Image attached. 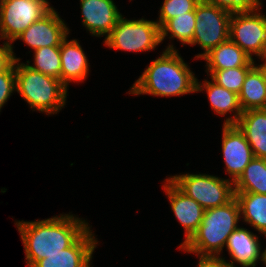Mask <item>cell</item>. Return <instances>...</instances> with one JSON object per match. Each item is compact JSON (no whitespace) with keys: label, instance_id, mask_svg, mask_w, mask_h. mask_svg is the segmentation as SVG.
Segmentation results:
<instances>
[{"label":"cell","instance_id":"cell-1","mask_svg":"<svg viewBox=\"0 0 266 267\" xmlns=\"http://www.w3.org/2000/svg\"><path fill=\"white\" fill-rule=\"evenodd\" d=\"M60 214L38 221H16L28 267L70 247L90 226L73 214Z\"/></svg>","mask_w":266,"mask_h":267},{"label":"cell","instance_id":"cell-2","mask_svg":"<svg viewBox=\"0 0 266 267\" xmlns=\"http://www.w3.org/2000/svg\"><path fill=\"white\" fill-rule=\"evenodd\" d=\"M195 73L180 56L174 45L169 44L161 56L154 59L135 81L128 93L150 94L160 97L180 96L196 91Z\"/></svg>","mask_w":266,"mask_h":267},{"label":"cell","instance_id":"cell-3","mask_svg":"<svg viewBox=\"0 0 266 267\" xmlns=\"http://www.w3.org/2000/svg\"><path fill=\"white\" fill-rule=\"evenodd\" d=\"M240 218V207L235 197L223 206L206 209L198 230L179 249L198 257H219L228 237L238 228Z\"/></svg>","mask_w":266,"mask_h":267},{"label":"cell","instance_id":"cell-4","mask_svg":"<svg viewBox=\"0 0 266 267\" xmlns=\"http://www.w3.org/2000/svg\"><path fill=\"white\" fill-rule=\"evenodd\" d=\"M15 57L16 91L30 105L32 111L57 114L66 105L68 88L52 76L19 63Z\"/></svg>","mask_w":266,"mask_h":267},{"label":"cell","instance_id":"cell-5","mask_svg":"<svg viewBox=\"0 0 266 267\" xmlns=\"http://www.w3.org/2000/svg\"><path fill=\"white\" fill-rule=\"evenodd\" d=\"M103 42L110 49L148 52L161 43V31L156 21L128 20L122 15Z\"/></svg>","mask_w":266,"mask_h":267},{"label":"cell","instance_id":"cell-6","mask_svg":"<svg viewBox=\"0 0 266 267\" xmlns=\"http://www.w3.org/2000/svg\"><path fill=\"white\" fill-rule=\"evenodd\" d=\"M183 193L205 210L227 204L235 197L234 184L228 178L209 174H182L168 177Z\"/></svg>","mask_w":266,"mask_h":267},{"label":"cell","instance_id":"cell-7","mask_svg":"<svg viewBox=\"0 0 266 267\" xmlns=\"http://www.w3.org/2000/svg\"><path fill=\"white\" fill-rule=\"evenodd\" d=\"M231 13L216 5L200 1L195 8V30L191 46L198 44L203 50L195 56L202 59L212 49L229 39Z\"/></svg>","mask_w":266,"mask_h":267},{"label":"cell","instance_id":"cell-8","mask_svg":"<svg viewBox=\"0 0 266 267\" xmlns=\"http://www.w3.org/2000/svg\"><path fill=\"white\" fill-rule=\"evenodd\" d=\"M52 8L48 0H0V40L14 43L24 30Z\"/></svg>","mask_w":266,"mask_h":267},{"label":"cell","instance_id":"cell-9","mask_svg":"<svg viewBox=\"0 0 266 267\" xmlns=\"http://www.w3.org/2000/svg\"><path fill=\"white\" fill-rule=\"evenodd\" d=\"M229 39L251 59L258 56L266 42V15L259 8L250 12L235 13L230 17Z\"/></svg>","mask_w":266,"mask_h":267},{"label":"cell","instance_id":"cell-10","mask_svg":"<svg viewBox=\"0 0 266 267\" xmlns=\"http://www.w3.org/2000/svg\"><path fill=\"white\" fill-rule=\"evenodd\" d=\"M53 7L40 20L32 23L16 40H22L34 51L48 46H60L68 36L69 28Z\"/></svg>","mask_w":266,"mask_h":267},{"label":"cell","instance_id":"cell-11","mask_svg":"<svg viewBox=\"0 0 266 267\" xmlns=\"http://www.w3.org/2000/svg\"><path fill=\"white\" fill-rule=\"evenodd\" d=\"M222 152L226 173L234 183L254 158L252 148L236 124H223Z\"/></svg>","mask_w":266,"mask_h":267},{"label":"cell","instance_id":"cell-12","mask_svg":"<svg viewBox=\"0 0 266 267\" xmlns=\"http://www.w3.org/2000/svg\"><path fill=\"white\" fill-rule=\"evenodd\" d=\"M164 183L163 190L167 194L175 218L185 229L184 236L186 237L178 247L180 248L198 230L204 217L205 209L193 198L183 193L169 178H166Z\"/></svg>","mask_w":266,"mask_h":267},{"label":"cell","instance_id":"cell-13","mask_svg":"<svg viewBox=\"0 0 266 267\" xmlns=\"http://www.w3.org/2000/svg\"><path fill=\"white\" fill-rule=\"evenodd\" d=\"M82 25L90 34L105 38L122 14L113 0H80Z\"/></svg>","mask_w":266,"mask_h":267},{"label":"cell","instance_id":"cell-14","mask_svg":"<svg viewBox=\"0 0 266 267\" xmlns=\"http://www.w3.org/2000/svg\"><path fill=\"white\" fill-rule=\"evenodd\" d=\"M90 228L70 247L39 260L33 267H91L92 254L98 241Z\"/></svg>","mask_w":266,"mask_h":267},{"label":"cell","instance_id":"cell-15","mask_svg":"<svg viewBox=\"0 0 266 267\" xmlns=\"http://www.w3.org/2000/svg\"><path fill=\"white\" fill-rule=\"evenodd\" d=\"M256 234L238 227L227 239L226 249L231 260H225L231 267L240 264L242 267H255L261 261V244ZM233 259V260H232Z\"/></svg>","mask_w":266,"mask_h":267},{"label":"cell","instance_id":"cell-16","mask_svg":"<svg viewBox=\"0 0 266 267\" xmlns=\"http://www.w3.org/2000/svg\"><path fill=\"white\" fill-rule=\"evenodd\" d=\"M68 37L60 45L61 82L67 88L71 82H83L89 74L90 66L79 41H68Z\"/></svg>","mask_w":266,"mask_h":267},{"label":"cell","instance_id":"cell-17","mask_svg":"<svg viewBox=\"0 0 266 267\" xmlns=\"http://www.w3.org/2000/svg\"><path fill=\"white\" fill-rule=\"evenodd\" d=\"M196 92L206 91L212 110L221 116L234 113L224 120L223 124H236L243 110L240 106L239 96L212 80L204 79L201 83L196 80Z\"/></svg>","mask_w":266,"mask_h":267},{"label":"cell","instance_id":"cell-18","mask_svg":"<svg viewBox=\"0 0 266 267\" xmlns=\"http://www.w3.org/2000/svg\"><path fill=\"white\" fill-rule=\"evenodd\" d=\"M236 125L244 133L254 157L266 159V109L243 111Z\"/></svg>","mask_w":266,"mask_h":267},{"label":"cell","instance_id":"cell-19","mask_svg":"<svg viewBox=\"0 0 266 267\" xmlns=\"http://www.w3.org/2000/svg\"><path fill=\"white\" fill-rule=\"evenodd\" d=\"M206 70H224L241 66H255L251 59L237 44L228 39L212 49L203 58Z\"/></svg>","mask_w":266,"mask_h":267},{"label":"cell","instance_id":"cell-20","mask_svg":"<svg viewBox=\"0 0 266 267\" xmlns=\"http://www.w3.org/2000/svg\"><path fill=\"white\" fill-rule=\"evenodd\" d=\"M238 96L243 111L266 109V71L254 66L247 73Z\"/></svg>","mask_w":266,"mask_h":267},{"label":"cell","instance_id":"cell-21","mask_svg":"<svg viewBox=\"0 0 266 267\" xmlns=\"http://www.w3.org/2000/svg\"><path fill=\"white\" fill-rule=\"evenodd\" d=\"M243 221L266 235V194L235 192Z\"/></svg>","mask_w":266,"mask_h":267},{"label":"cell","instance_id":"cell-22","mask_svg":"<svg viewBox=\"0 0 266 267\" xmlns=\"http://www.w3.org/2000/svg\"><path fill=\"white\" fill-rule=\"evenodd\" d=\"M233 184L234 192L266 194V159L254 157Z\"/></svg>","mask_w":266,"mask_h":267},{"label":"cell","instance_id":"cell-23","mask_svg":"<svg viewBox=\"0 0 266 267\" xmlns=\"http://www.w3.org/2000/svg\"><path fill=\"white\" fill-rule=\"evenodd\" d=\"M195 12H188L169 19L161 28V43L168 38L179 40L182 45H190L195 30Z\"/></svg>","mask_w":266,"mask_h":267},{"label":"cell","instance_id":"cell-24","mask_svg":"<svg viewBox=\"0 0 266 267\" xmlns=\"http://www.w3.org/2000/svg\"><path fill=\"white\" fill-rule=\"evenodd\" d=\"M34 63L27 66L45 75L61 80L60 46L42 47L34 51Z\"/></svg>","mask_w":266,"mask_h":267},{"label":"cell","instance_id":"cell-25","mask_svg":"<svg viewBox=\"0 0 266 267\" xmlns=\"http://www.w3.org/2000/svg\"><path fill=\"white\" fill-rule=\"evenodd\" d=\"M254 66H241L224 70H206L208 76L219 86L239 94L247 73ZM209 73V74H208Z\"/></svg>","mask_w":266,"mask_h":267},{"label":"cell","instance_id":"cell-26","mask_svg":"<svg viewBox=\"0 0 266 267\" xmlns=\"http://www.w3.org/2000/svg\"><path fill=\"white\" fill-rule=\"evenodd\" d=\"M201 0H164L156 21L161 28L169 19L188 12H195L196 5Z\"/></svg>","mask_w":266,"mask_h":267},{"label":"cell","instance_id":"cell-27","mask_svg":"<svg viewBox=\"0 0 266 267\" xmlns=\"http://www.w3.org/2000/svg\"><path fill=\"white\" fill-rule=\"evenodd\" d=\"M14 91H16L15 62L5 72L0 73V111Z\"/></svg>","mask_w":266,"mask_h":267},{"label":"cell","instance_id":"cell-28","mask_svg":"<svg viewBox=\"0 0 266 267\" xmlns=\"http://www.w3.org/2000/svg\"><path fill=\"white\" fill-rule=\"evenodd\" d=\"M226 10L231 14L250 12L254 9L251 0H202Z\"/></svg>","mask_w":266,"mask_h":267},{"label":"cell","instance_id":"cell-29","mask_svg":"<svg viewBox=\"0 0 266 267\" xmlns=\"http://www.w3.org/2000/svg\"><path fill=\"white\" fill-rule=\"evenodd\" d=\"M15 56L12 44L4 42L0 46V73L5 72L15 62Z\"/></svg>","mask_w":266,"mask_h":267},{"label":"cell","instance_id":"cell-30","mask_svg":"<svg viewBox=\"0 0 266 267\" xmlns=\"http://www.w3.org/2000/svg\"><path fill=\"white\" fill-rule=\"evenodd\" d=\"M198 267H231L221 256H199Z\"/></svg>","mask_w":266,"mask_h":267},{"label":"cell","instance_id":"cell-31","mask_svg":"<svg viewBox=\"0 0 266 267\" xmlns=\"http://www.w3.org/2000/svg\"><path fill=\"white\" fill-rule=\"evenodd\" d=\"M260 60H262V64L257 65L255 64L256 67H258L259 69L265 70L266 71V42L262 47V50L260 52V54L257 56Z\"/></svg>","mask_w":266,"mask_h":267},{"label":"cell","instance_id":"cell-32","mask_svg":"<svg viewBox=\"0 0 266 267\" xmlns=\"http://www.w3.org/2000/svg\"><path fill=\"white\" fill-rule=\"evenodd\" d=\"M252 2V5L254 8H259V9H262L261 6H262V2L261 0H251Z\"/></svg>","mask_w":266,"mask_h":267},{"label":"cell","instance_id":"cell-33","mask_svg":"<svg viewBox=\"0 0 266 267\" xmlns=\"http://www.w3.org/2000/svg\"><path fill=\"white\" fill-rule=\"evenodd\" d=\"M264 236L266 237V235ZM261 262H263L266 267V248L264 249V251L261 252Z\"/></svg>","mask_w":266,"mask_h":267}]
</instances>
